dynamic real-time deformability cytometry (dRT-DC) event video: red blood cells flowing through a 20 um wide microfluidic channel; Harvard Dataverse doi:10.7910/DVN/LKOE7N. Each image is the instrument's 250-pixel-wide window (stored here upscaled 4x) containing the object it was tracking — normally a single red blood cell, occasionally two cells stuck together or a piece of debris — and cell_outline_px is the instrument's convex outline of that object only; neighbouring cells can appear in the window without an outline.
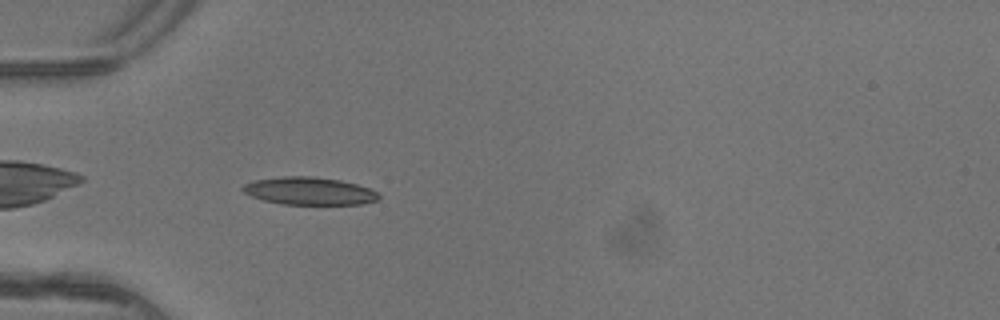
{"species": "common noctule bat (a hibernating species)", "species_latin": "Nyctalus noctula", "temperature_condition": "warm", "stored_images_in_passage": 3, "camera_frame_rate_fps": 3000, "um_per_image_px": 0.085, "animal": {"sex": "female"}, "frame": {"image": 1, "passage_image": 3, "time_ms": 0.667, "image_size_px": [1000, 320], "cell_outline_px": [[380, 196], [376, 200], [364, 204], [280, 204], [264, 200], [252, 196], [244, 192], [240, 188], [244, 184], [252, 180], [284, 176], [312, 176], [340, 180], [356, 184], [368, 188], [376, 192]], "centroid_in_image_um": [26.25, 16.23], "position_along_channel_um": 58.7, "area_um2": 21.85}}